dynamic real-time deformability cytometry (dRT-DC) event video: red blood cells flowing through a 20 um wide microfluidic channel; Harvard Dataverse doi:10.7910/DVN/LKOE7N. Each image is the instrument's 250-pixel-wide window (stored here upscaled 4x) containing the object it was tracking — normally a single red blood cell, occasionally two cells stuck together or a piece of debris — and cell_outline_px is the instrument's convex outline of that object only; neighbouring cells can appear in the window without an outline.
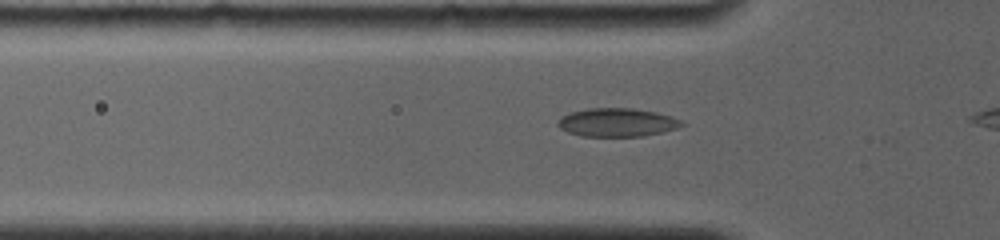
{"species": "common noctule bat (a hibernating species)", "species_latin": "Nyctalus noctula", "temperature_condition": "room temperature", "stored_images_in_passage": 13, "camera_frame_rate_fps": 4000, "um_per_image_px": 0.085, "animal": {"sex": "female", "body_mass_g": 19.0, "forearm_length_mm": 56.7}, "frame": {"image": 1, "passage_image": 10, "time_ms": 2.25, "image_size_px": [1000, 240], "cell_outline_px": [[684, 124], [676, 128], [664, 132], [644, 136], [580, 136], [568, 132], [560, 128], [556, 124], [560, 116], [572, 112], [588, 108], [632, 108], [656, 112], [672, 116], [680, 120]], "centroid_in_image_um": [52.43, 10.4], "position_along_channel_um": 73.4, "area_um2": 20.58}}